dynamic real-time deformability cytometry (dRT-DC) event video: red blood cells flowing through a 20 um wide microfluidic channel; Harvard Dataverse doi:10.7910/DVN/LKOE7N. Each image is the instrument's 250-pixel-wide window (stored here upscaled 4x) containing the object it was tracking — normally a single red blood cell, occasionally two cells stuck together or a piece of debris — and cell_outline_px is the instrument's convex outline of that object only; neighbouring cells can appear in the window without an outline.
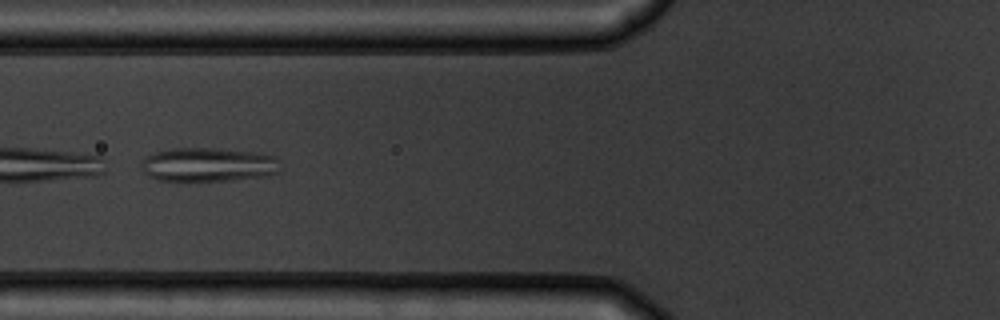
{"species": "common noctule bat (a hibernating species)", "species_latin": "Nyctalus noctula", "temperature_condition": "warm", "stored_images_in_passage": 8, "camera_frame_rate_fps": 3000, "um_per_image_px": 0.085, "animal": {"sex": "male", "body_mass_g": 19.5, "forearm_length_mm": 54.6}, "frame": {"image": 1, "passage_image": 5, "time_ms": 5.333, "image_size_px": [1000, 320], "cell_outline_px": [[280, 172], [272, 176], [232, 180], [188, 184], [156, 180], [148, 176], [140, 168], [140, 164], [148, 156], [156, 152], [172, 148], [216, 148], [252, 152], [276, 156], [280, 160]], "centroid_in_image_um": [17.71, 14.05], "position_along_channel_um": 108.1, "area_um2": 28.84}}
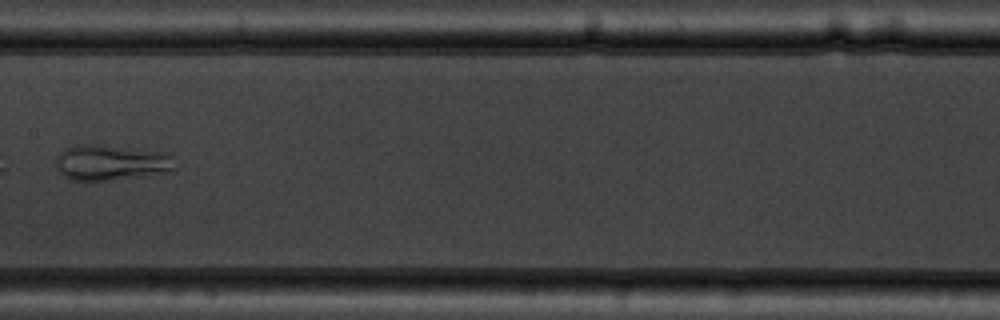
{"frame": {"image": 2, "passage_image": 7, "time_ms": 7.667, "image_size_px": [1000, 320], "cell_outline_px": [[176, 168], [172, 172], [112, 180], [68, 180], [56, 168], [56, 156], [64, 148], [76, 144], [100, 144], [164, 152], [168, 156]], "centroid_in_image_um": [9.39, 13.81], "position_along_channel_um": 198.0, "area_um2": 24.85}}